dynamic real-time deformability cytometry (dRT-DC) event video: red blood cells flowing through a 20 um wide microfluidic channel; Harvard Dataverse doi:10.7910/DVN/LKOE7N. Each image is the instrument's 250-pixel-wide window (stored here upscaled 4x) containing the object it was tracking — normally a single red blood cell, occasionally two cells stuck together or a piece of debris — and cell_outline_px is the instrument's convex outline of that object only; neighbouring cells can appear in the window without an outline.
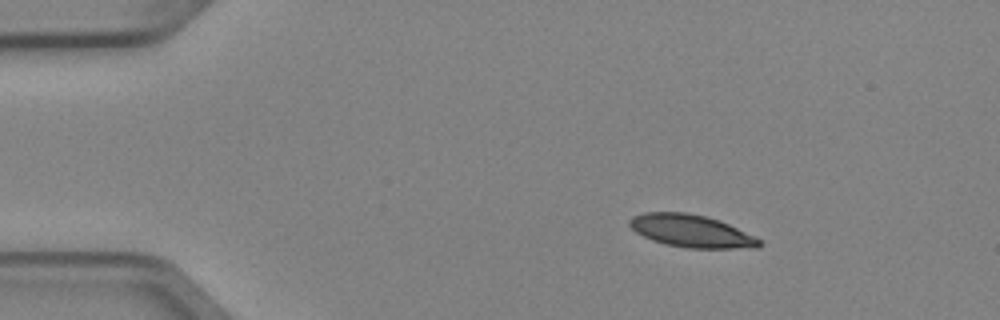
{"species": "Egyptian fruit bat (a non-hibernating species)", "species_latin": "Rousettus aegyptiacus", "temperature_condition": "cold", "stored_images_in_passage": 4, "camera_frame_rate_fps": 3000, "um_per_image_px": 0.085, "animal": {"sex": "female"}, "frame": {"image": 1, "passage_image": 2, "time_ms": 0.333, "image_size_px": [1000, 320], "cell_outline_px": [[764, 244], [760, 248], [688, 248], [664, 244], [652, 240], [636, 232], [628, 224], [628, 220], [632, 216], [644, 212], [684, 212], [704, 216], [720, 220], [756, 236]], "centroid_in_image_um": [58.79, 19.64], "position_along_channel_um": 26.2, "area_um2": 24.8}}